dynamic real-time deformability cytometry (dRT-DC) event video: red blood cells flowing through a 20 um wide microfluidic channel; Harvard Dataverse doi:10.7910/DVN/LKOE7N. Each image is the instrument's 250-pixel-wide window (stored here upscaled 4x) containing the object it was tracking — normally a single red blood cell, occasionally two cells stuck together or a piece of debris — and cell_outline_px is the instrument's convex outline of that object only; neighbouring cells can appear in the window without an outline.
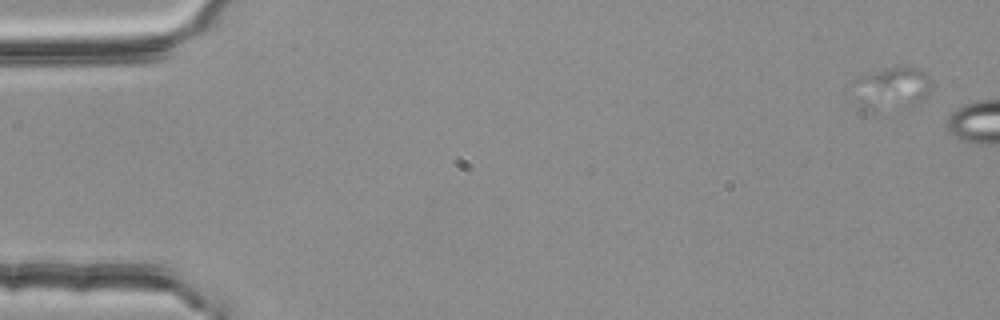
{"species": "common noctule bat (a hibernating species)", "species_latin": "Nyctalus noctula", "temperature_condition": "room temperature", "stored_images_in_passage": 3, "segment_of_instrument_passage": [1, 2], "camera_frame_rate_fps": 3000, "um_per_image_px": 0.085, "animal": {"sex": "female", "body_mass_g": 25.1}, "frame": {"image": 1, "passage_image": 1, "time_ms": 0.0, "image_size_px": [1000, 320], "cell_outline_px": [[932, 92], [924, 100], [912, 108], [908, 108], [852, 84], [852, 80], [864, 72], [884, 68], [916, 68], [924, 72], [932, 80]], "centroid_in_image_um": [76.25, 7.22], "position_along_channel_um": 8.8, "area_um2": 15.66}}